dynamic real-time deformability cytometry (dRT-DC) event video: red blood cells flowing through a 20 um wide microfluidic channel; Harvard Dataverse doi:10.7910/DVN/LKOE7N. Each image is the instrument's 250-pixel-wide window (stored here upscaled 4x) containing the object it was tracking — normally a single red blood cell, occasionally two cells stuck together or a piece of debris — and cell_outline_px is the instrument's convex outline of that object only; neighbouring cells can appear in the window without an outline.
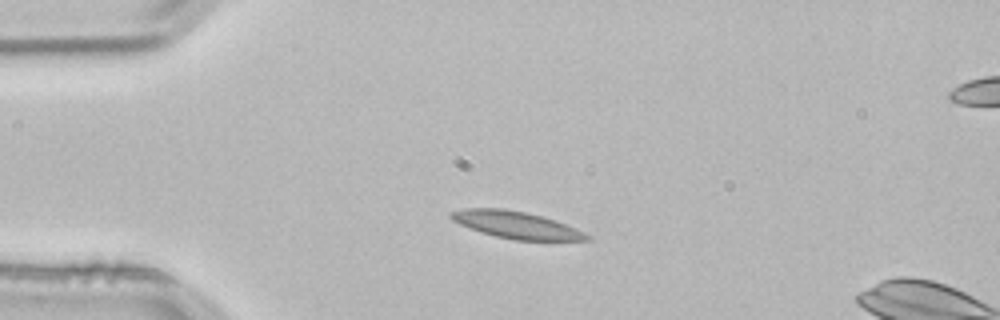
{"species": "common noctule bat (a hibernating species)", "species_latin": "Nyctalus noctula", "temperature_condition": "room temperature", "stored_images_in_passage": 2, "camera_frame_rate_fps": 3000, "um_per_image_px": 0.085, "animal": {"sex": "male", "body_mass_g": 21.5, "forearm_length_mm": 52.0}, "frame": {"image": 1, "passage_image": 1, "time_ms": 0.0, "image_size_px": [1000, 320], "cell_outline_px": [[592, 240], [512, 240], [480, 232], [460, 224], [452, 220], [448, 216], [448, 212], [464, 208], [504, 208], [524, 212], [556, 220], [576, 228], [592, 236]], "centroid_in_image_um": [43.86, 19.11], "position_along_channel_um": 41.1, "area_um2": 21.5}}